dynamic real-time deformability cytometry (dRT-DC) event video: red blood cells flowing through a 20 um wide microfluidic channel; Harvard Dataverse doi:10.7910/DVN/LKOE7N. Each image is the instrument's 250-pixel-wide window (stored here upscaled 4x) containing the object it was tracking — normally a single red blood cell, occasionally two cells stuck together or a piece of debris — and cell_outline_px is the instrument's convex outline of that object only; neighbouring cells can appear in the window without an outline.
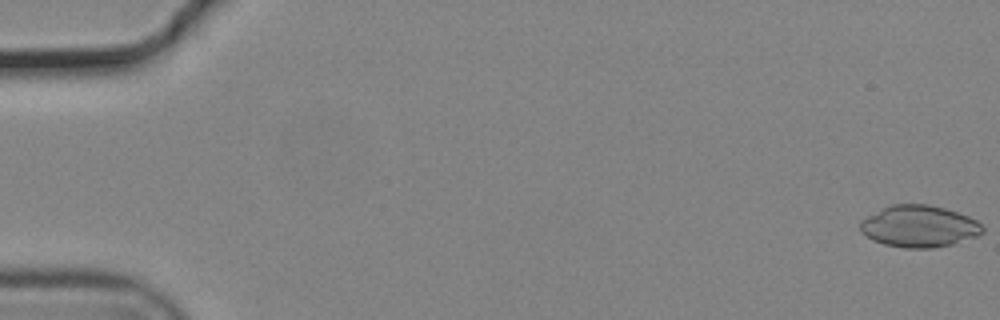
{"species": "common noctule bat (a hibernating species)", "species_latin": "Nyctalus noctula", "temperature_condition": "cold", "stored_images_in_passage": 24, "camera_frame_rate_fps": 3000, "um_per_image_px": 0.085, "animal": {"sex": "male", "body_mass_g": 19.2, "forearm_length_mm": 51.8}, "frame": {"image": 1, "passage_image": 1, "time_ms": 0.0, "image_size_px": [1000, 320], "cell_outline_px": [[984, 232], [976, 236], [952, 244], [932, 248], [904, 248], [884, 244], [872, 240], [860, 232], [860, 220], [892, 204], [928, 204], [944, 208], [968, 216], [976, 220], [984, 228]], "centroid_in_image_um": [78.11, 19.24], "position_along_channel_um": 6.9, "area_um2": 29.65}}